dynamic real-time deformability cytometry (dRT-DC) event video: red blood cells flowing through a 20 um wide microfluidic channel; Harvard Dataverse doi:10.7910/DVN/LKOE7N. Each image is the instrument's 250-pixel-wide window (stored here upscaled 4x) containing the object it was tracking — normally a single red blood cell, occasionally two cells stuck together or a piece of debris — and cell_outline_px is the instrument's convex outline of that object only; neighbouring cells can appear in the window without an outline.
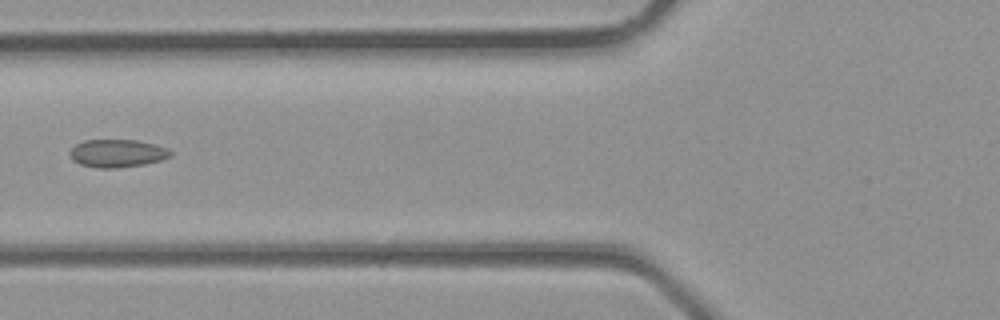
{"species": "common noctule bat (a hibernating species)", "species_latin": "Nyctalus noctula", "temperature_condition": "room temperature", "stored_images_in_passage": 2, "camera_frame_rate_fps": 3000, "um_per_image_px": 0.085, "animal": {"sex": "male", "body_mass_g": 23.1, "forearm_length_mm": 52.7}, "frame": {"image": 1, "passage_image": 2, "time_ms": 0.333, "image_size_px": [1000, 320], "cell_outline_px": [[172, 156], [160, 160], [144, 164], [116, 168], [96, 168], [80, 164], [72, 160], [68, 152], [76, 144], [84, 140], [136, 140], [168, 148], [172, 152]], "centroid_in_image_um": [9.94, 13.03], "position_along_channel_um": 115.9, "area_um2": 16.36}}